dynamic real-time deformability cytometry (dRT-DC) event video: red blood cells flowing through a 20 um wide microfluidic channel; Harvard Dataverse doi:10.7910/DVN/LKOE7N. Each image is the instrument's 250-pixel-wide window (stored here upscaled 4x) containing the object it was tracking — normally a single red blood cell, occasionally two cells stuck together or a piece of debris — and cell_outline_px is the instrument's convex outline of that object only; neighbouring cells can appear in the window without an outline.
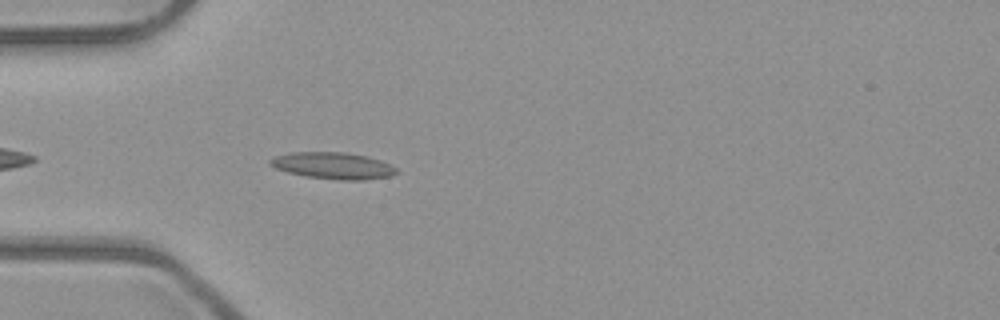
{"species": "common noctule bat (a hibernating species)", "species_latin": "Nyctalus noctula", "temperature_condition": "room temperature", "stored_images_in_passage": 7, "camera_frame_rate_fps": 3000, "um_per_image_px": 0.085, "animal": {"sex": "male", "body_mass_g": 23.1, "forearm_length_mm": 52.7}, "frame": {"image": 1, "passage_image": 4, "time_ms": 1.0, "image_size_px": [1000, 320], "cell_outline_px": [[400, 172], [388, 176], [364, 180], [340, 180], [304, 176], [288, 172], [276, 168], [268, 164], [268, 160], [276, 156], [292, 152], [348, 152], [368, 156], [380, 160], [396, 168]], "centroid_in_image_um": [28.3, 14.07], "position_along_channel_um": 56.7, "area_um2": 19.65}}